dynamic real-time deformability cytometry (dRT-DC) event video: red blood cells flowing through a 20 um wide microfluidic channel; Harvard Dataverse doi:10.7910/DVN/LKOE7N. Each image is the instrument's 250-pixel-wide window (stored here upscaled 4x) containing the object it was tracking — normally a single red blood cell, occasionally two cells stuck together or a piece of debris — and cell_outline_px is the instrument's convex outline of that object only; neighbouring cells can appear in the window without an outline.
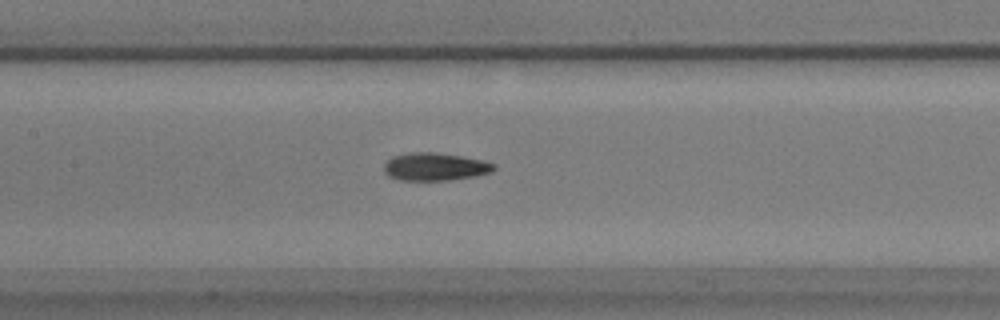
{"species": "common noctule bat (a hibernating species)", "species_latin": "Nyctalus noctula", "temperature_condition": "warm", "stored_images_in_passage": 57, "camera_frame_rate_fps": 3000, "um_per_image_px": 0.085, "animal": {"sex": "male", "body_mass_g": 17.9}, "frame": {"image": 1, "passage_image": 26, "time_ms": 8.333, "image_size_px": [1000, 320], "cell_outline_px": [[496, 168], [492, 172], [476, 176], [448, 180], [400, 180], [388, 176], [384, 172], [384, 164], [392, 156], [408, 152], [436, 152], [484, 160], [496, 164]], "centroid_in_image_um": [36.98, 14.16], "position_along_channel_um": 170.4, "area_um2": 17.98}}
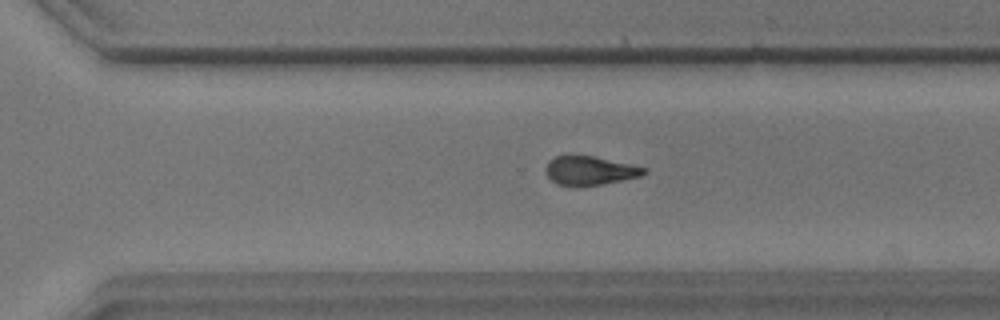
{"frame": {"image": 2, "passage_image": 39, "time_ms": 12.667, "image_size_px": [1000, 320], "cell_outline_px": [[648, 172], [644, 176], [600, 184], [556, 184], [544, 172], [544, 168], [548, 160], [556, 156], [592, 156], [648, 168]], "centroid_in_image_um": [50.16, 14.48], "position_along_channel_um": 320.4, "area_um2": 16.18}}
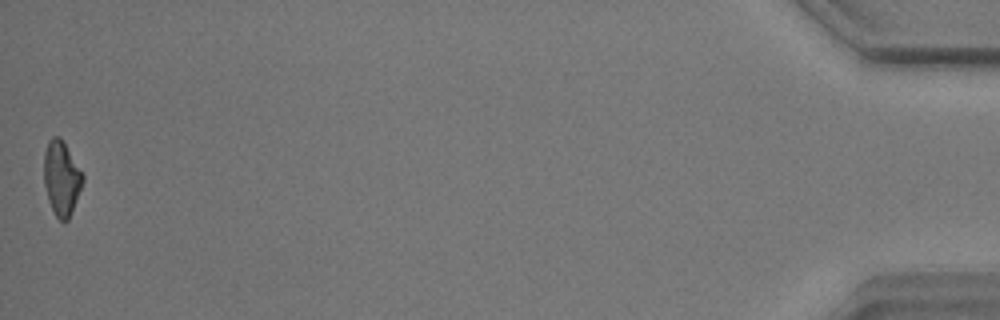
{"frame": {"image": 3, "passage_image": 57, "time_ms": 18.667, "image_size_px": [1000, 320], "cell_outline_px": [[84, 180], [68, 220], [60, 220], [56, 216], [48, 200], [44, 184], [44, 152], [48, 140], [52, 136], [60, 136], [84, 176]], "centroid_in_image_um": [5.21, 15.11], "position_along_channel_um": 430.0, "area_um2": 16.59}, "authors_computed_cell_mechanics": {"area_um2": 17.1088, "velocity_mm_per_s": 3.4727, "shape_relaxation_time_tau1_ms": 3.0708, "shape_relaxation_time_tau2_ms": 7.0893, "deformation_change_tau1": 0.1314, "deformation_change_tau2": 0.1327}}